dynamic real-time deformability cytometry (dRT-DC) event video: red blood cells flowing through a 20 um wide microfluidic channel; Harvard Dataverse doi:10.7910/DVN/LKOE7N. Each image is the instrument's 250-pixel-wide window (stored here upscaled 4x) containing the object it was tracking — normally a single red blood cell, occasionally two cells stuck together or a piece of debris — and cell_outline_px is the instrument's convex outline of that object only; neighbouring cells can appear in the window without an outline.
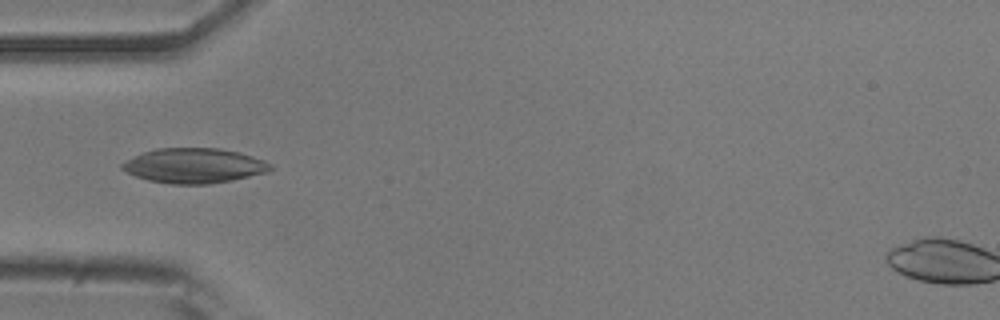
{"species": "common noctule bat (a hibernating species)", "species_latin": "Nyctalus noctula", "temperature_condition": "room temperature", "stored_images_in_passage": 47, "camera_frame_rate_fps": 3000, "um_per_image_px": 0.085, "animal": {"sex": "male", "body_mass_g": 20.5, "forearm_length_mm": 52.5}, "frame": {"image": 1, "passage_image": 10, "time_ms": 3.0, "image_size_px": [1000, 320], "cell_outline_px": [[272, 168], [268, 172], [232, 180], [208, 184], [172, 184], [148, 180], [136, 176], [120, 168], [120, 164], [144, 152], [156, 148], [220, 148], [252, 156], [264, 160], [272, 164]], "centroid_in_image_um": [16.51, 14.08], "position_along_channel_um": 68.5, "area_um2": 29.94}}
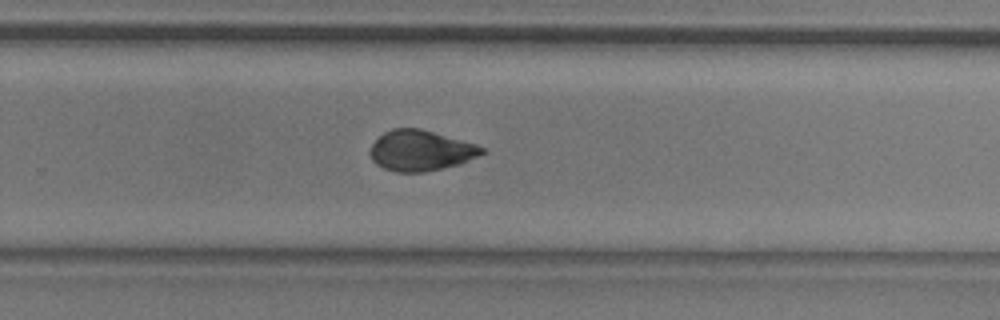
{"frame": {"image": 2, "passage_image": 28, "time_ms": 9.0, "image_size_px": [1000, 320], "cell_outline_px": [[488, 152], [460, 164], [424, 172], [396, 172], [384, 168], [376, 164], [372, 160], [368, 152], [372, 144], [384, 132], [392, 128], [420, 128], [476, 144], [484, 148]], "centroid_in_image_um": [35.76, 12.8], "position_along_channel_um": 294.0, "area_um2": 26.53}}
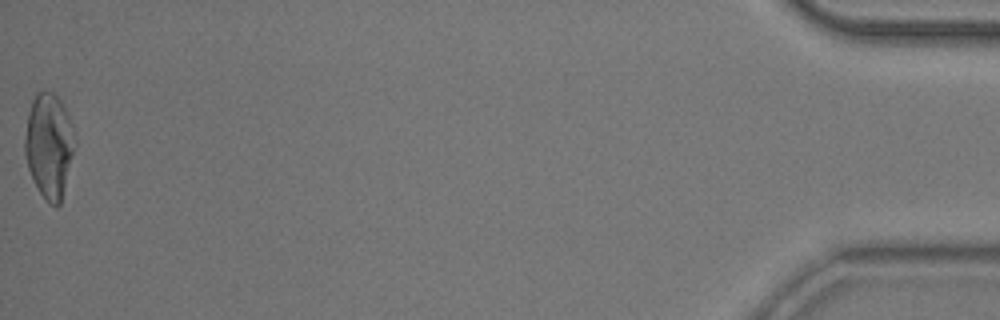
{"frame": {"image": 3, "passage_image": 47, "time_ms": 15.333, "image_size_px": [1000, 320], "cell_outline_px": [[76, 144], [60, 204], [56, 208], [40, 192], [28, 168], [24, 152], [24, 140], [28, 112], [32, 100], [36, 92], [44, 88], [52, 92], [60, 100], [72, 124]], "centroid_in_image_um": [4.17, 12.31], "position_along_channel_um": 431.0, "area_um2": 30.4}, "authors_computed_cell_mechanics": {"area_um2": 27.2238, "velocity_mm_per_s": 3.7425, "shape_relaxation_time_tau1_ms": 5.758, "shape_relaxation_time_tau2_ms": 0.9849, "deformation_change_tau1": 0.1942, "deformation_change_tau2": 0.0388}}